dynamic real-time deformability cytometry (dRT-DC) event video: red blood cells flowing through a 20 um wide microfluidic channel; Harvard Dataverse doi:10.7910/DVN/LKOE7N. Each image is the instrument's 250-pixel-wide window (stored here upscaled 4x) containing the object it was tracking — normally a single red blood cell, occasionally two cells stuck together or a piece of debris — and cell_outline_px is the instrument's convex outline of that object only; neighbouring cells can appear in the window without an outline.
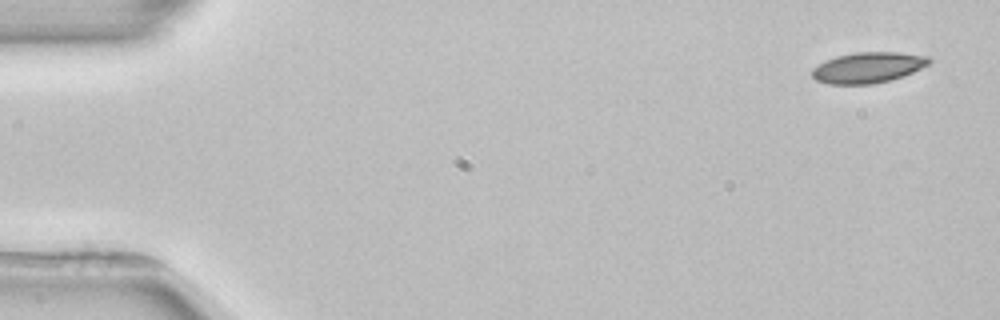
{"species": "common noctule bat (a hibernating species)", "species_latin": "Nyctalus noctula", "temperature_condition": "room temperature", "stored_images_in_passage": 4, "camera_frame_rate_fps": 3000, "um_per_image_px": 0.085, "animal": {"sex": "female", "body_mass_g": 22.7, "forearm_length_mm": 54.2}, "frame": {"image": 1, "passage_image": 1, "time_ms": 0.0, "image_size_px": [1000, 320], "cell_outline_px": [[932, 60], [928, 64], [904, 76], [872, 84], [828, 84], [816, 80], [812, 76], [812, 68], [824, 60], [836, 56], [856, 52], [900, 52], [928, 56]], "centroid_in_image_um": [73.76, 5.73], "position_along_channel_um": 11.2, "area_um2": 20.98}}
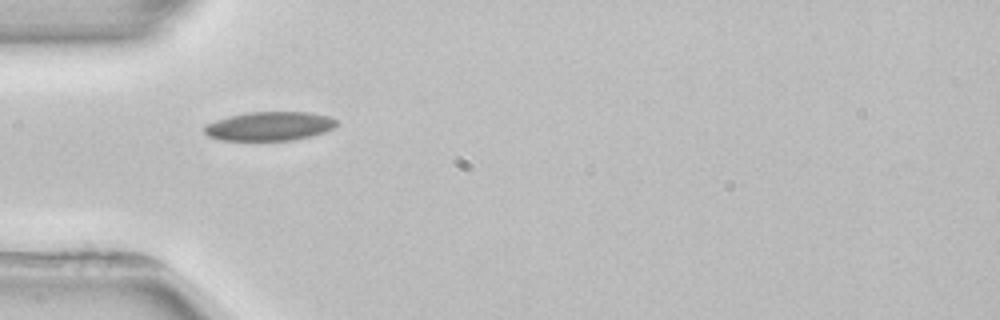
{"frame": {"image": 2, "passage_image": 4, "time_ms": 4.667, "image_size_px": [1000, 320], "cell_outline_px": [[336, 124], [332, 128], [324, 132], [312, 136], [292, 140], [220, 140], [208, 136], [204, 132], [204, 124], [228, 116], [248, 112], [308, 112], [328, 116], [336, 120]], "centroid_in_image_um": [22.86, 10.72], "position_along_channel_um": 62.1, "area_um2": 22.25}}